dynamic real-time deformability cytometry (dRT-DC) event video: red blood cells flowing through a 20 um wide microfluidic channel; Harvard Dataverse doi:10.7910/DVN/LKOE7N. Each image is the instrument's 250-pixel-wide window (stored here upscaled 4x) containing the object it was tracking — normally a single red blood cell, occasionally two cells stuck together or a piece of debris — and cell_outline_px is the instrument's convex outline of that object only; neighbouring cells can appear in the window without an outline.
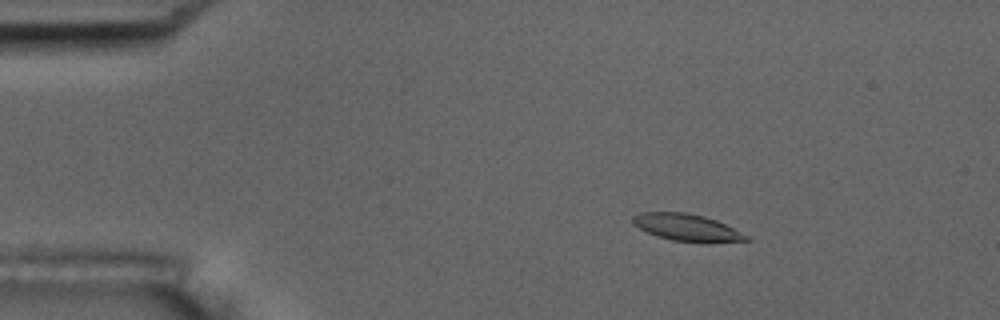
{"species": "common noctule bat (a hibernating species)", "species_latin": "Nyctalus noctula", "temperature_condition": "room temperature", "stored_images_in_passage": 5, "camera_frame_rate_fps": 3000, "um_per_image_px": 0.085, "animal": {"sex": "male", "body_mass_g": 17.5, "forearm_length_mm": 52.3}, "frame": {"image": 1, "passage_image": 1, "time_ms": 0.0, "image_size_px": [1000, 320], "cell_outline_px": [[752, 240], [708, 244], [704, 244], [672, 240], [656, 236], [632, 224], [632, 216], [640, 212], [688, 212], [704, 216], [716, 220], [748, 236]], "centroid_in_image_um": [58.4, 19.36], "position_along_channel_um": 26.6, "area_um2": 18.21}}
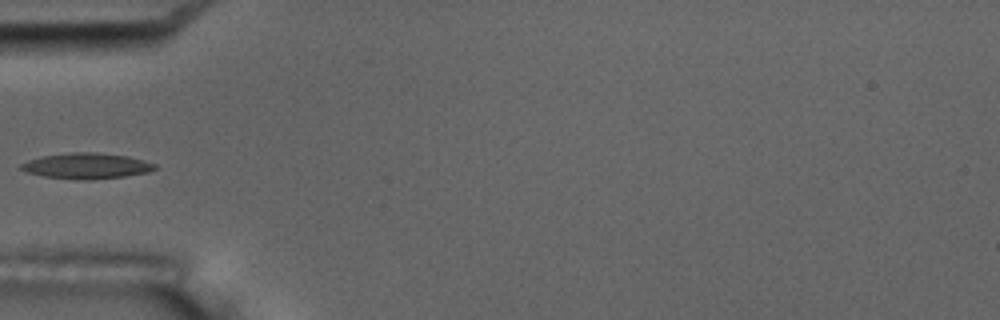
{"frame": {"image": 2, "passage_image": 3, "time_ms": 3.333, "image_size_px": [1000, 320], "cell_outline_px": [[156, 168], [148, 172], [124, 176], [92, 180], [76, 180], [44, 176], [28, 172], [20, 168], [20, 164], [28, 160], [40, 156], [68, 152], [96, 152], [128, 156], [144, 160], [156, 164]], "centroid_in_image_um": [7.35, 14.09], "position_along_channel_um": 77.7, "area_um2": 20.17}}